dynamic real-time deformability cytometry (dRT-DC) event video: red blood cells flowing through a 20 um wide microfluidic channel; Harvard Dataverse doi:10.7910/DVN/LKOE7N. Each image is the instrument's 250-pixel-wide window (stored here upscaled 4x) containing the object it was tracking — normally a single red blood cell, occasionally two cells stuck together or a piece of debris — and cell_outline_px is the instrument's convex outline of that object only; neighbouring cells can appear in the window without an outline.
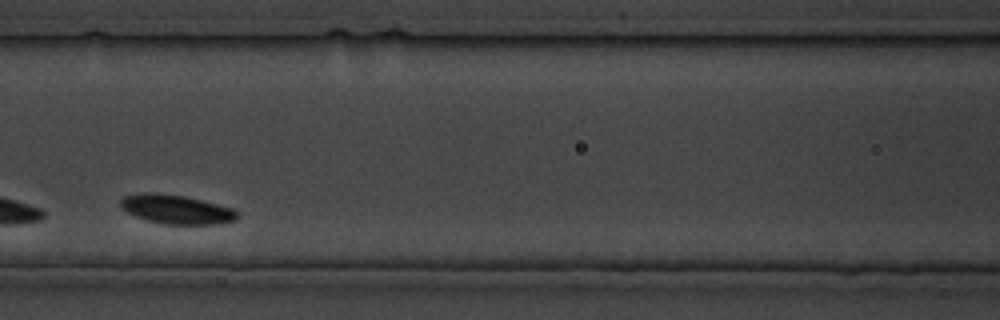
{"species": "common noctule bat (a hibernating species)", "species_latin": "Nyctalus noctula", "temperature_condition": "cold", "stored_images_in_passage": 21, "camera_frame_rate_fps": 3000, "um_per_image_px": 0.085, "animal": {"sex": "male", "body_mass_g": 19.5, "forearm_length_mm": 54.6}, "frame": {"image": 1, "passage_image": 7, "time_ms": 6.667, "image_size_px": [1000, 320], "cell_outline_px": [[240, 216], [236, 220], [216, 224], [164, 224], [148, 220], [136, 216], [128, 212], [120, 204], [120, 200], [124, 196], [144, 192], [152, 192], [184, 196], [232, 208], [240, 212]], "centroid_in_image_um": [15.03, 17.79], "position_along_channel_um": 151.6, "area_um2": 19.59}}